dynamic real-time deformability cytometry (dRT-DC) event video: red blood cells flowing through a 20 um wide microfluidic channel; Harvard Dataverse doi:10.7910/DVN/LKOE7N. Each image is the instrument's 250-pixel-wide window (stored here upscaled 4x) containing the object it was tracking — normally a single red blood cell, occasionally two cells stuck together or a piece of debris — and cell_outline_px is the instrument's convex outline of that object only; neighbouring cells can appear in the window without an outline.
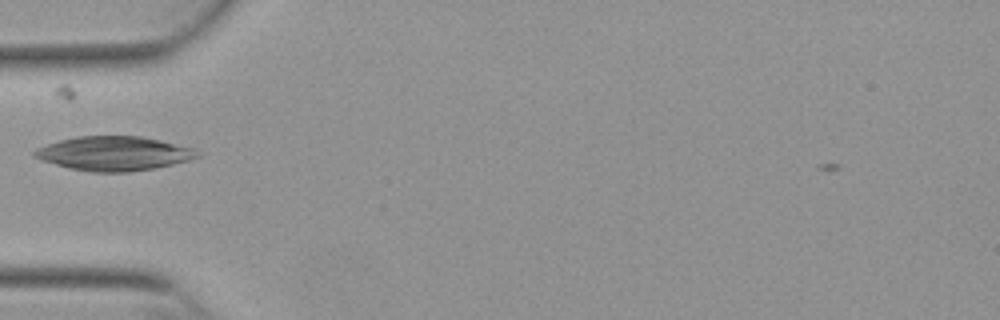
{"species": "Egyptian fruit bat (a non-hibernating species)", "species_latin": "Rousettus aegyptiacus", "temperature_condition": "warm", "stored_images_in_passage": 6, "camera_frame_rate_fps": 3000, "um_per_image_px": 0.085, "animal": {"sex": "female"}, "frame": {"image": 1, "passage_image": 1, "time_ms": 0.0, "image_size_px": [1000, 320], "cell_outline_px": [[200, 156], [188, 160], [172, 164], [152, 168], [128, 172], [92, 172], [68, 168], [40, 160], [32, 156], [32, 152], [36, 148], [60, 140], [76, 136], [140, 136], [160, 140], [196, 148]], "centroid_in_image_um": [9.65, 13.04], "position_along_channel_um": 75.3, "area_um2": 32.48}}